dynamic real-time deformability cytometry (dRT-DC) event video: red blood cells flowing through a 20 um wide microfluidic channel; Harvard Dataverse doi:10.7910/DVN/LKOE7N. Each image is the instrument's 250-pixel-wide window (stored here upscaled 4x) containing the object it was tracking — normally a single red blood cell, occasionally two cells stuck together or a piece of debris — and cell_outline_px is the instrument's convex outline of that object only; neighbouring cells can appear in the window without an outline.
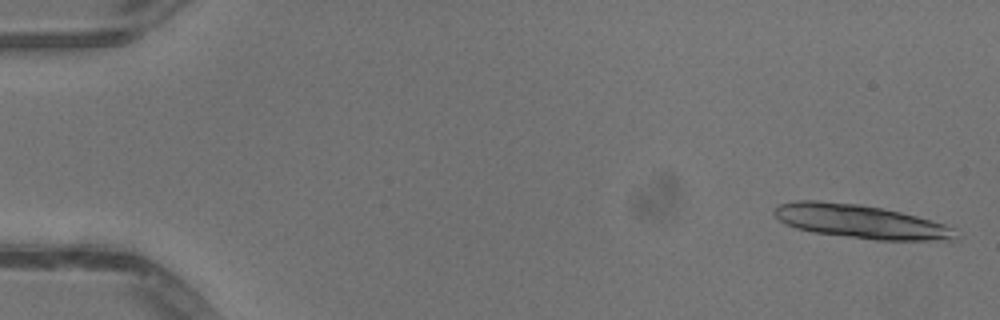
{"species": "common noctule bat (a hibernating species)", "species_latin": "Nyctalus noctula", "temperature_condition": "warm", "stored_images_in_passage": 15, "camera_frame_rate_fps": 3000, "um_per_image_px": 0.085, "animal": {"sex": "male", "body_mass_g": 13.3}, "frame": {"image": 1, "passage_image": 2, "time_ms": 0.333, "image_size_px": [1000, 320], "cell_outline_px": [[960, 240], [876, 240], [812, 232], [796, 228], [780, 220], [772, 212], [772, 208], [780, 204], [796, 200], [816, 200], [860, 204], [900, 212], [932, 220], [944, 224], [952, 228]], "centroid_in_image_um": [73.13, 18.83], "position_along_channel_um": 11.9, "area_um2": 35.49}}